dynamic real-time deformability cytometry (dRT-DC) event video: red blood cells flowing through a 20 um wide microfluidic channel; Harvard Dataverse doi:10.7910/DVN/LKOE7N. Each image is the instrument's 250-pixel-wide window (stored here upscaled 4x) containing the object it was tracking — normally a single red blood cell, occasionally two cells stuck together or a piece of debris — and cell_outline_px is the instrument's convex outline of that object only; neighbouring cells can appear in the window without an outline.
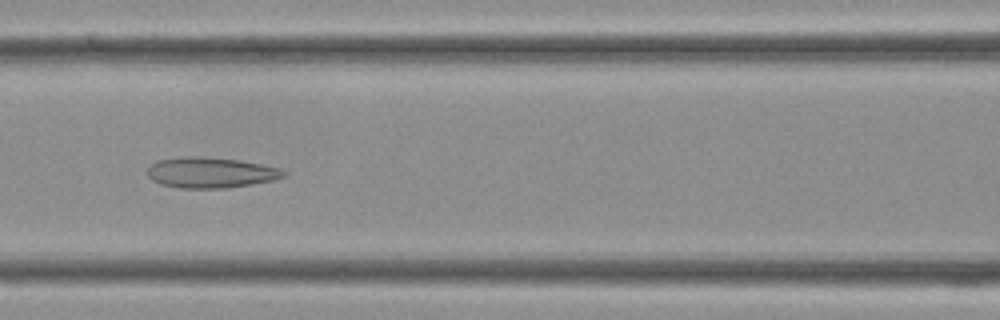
{"species": "Egyptian fruit bat (a non-hibernating species)", "species_latin": "Rousettus aegyptiacus", "temperature_condition": "cold", "stored_images_in_passage": 35, "camera_frame_rate_fps": 3000, "um_per_image_px": 0.085, "frame": {"image": 1, "passage_image": 15, "time_ms": 4.667, "image_size_px": [1000, 320], "cell_outline_px": [[288, 172], [284, 176], [272, 180], [252, 184], [224, 188], [176, 188], [160, 184], [152, 180], [148, 176], [148, 168], [156, 160], [184, 156], [204, 156], [240, 160], [280, 168]], "centroid_in_image_um": [17.88, 14.66], "position_along_channel_um": 148.7, "area_um2": 24.45}}
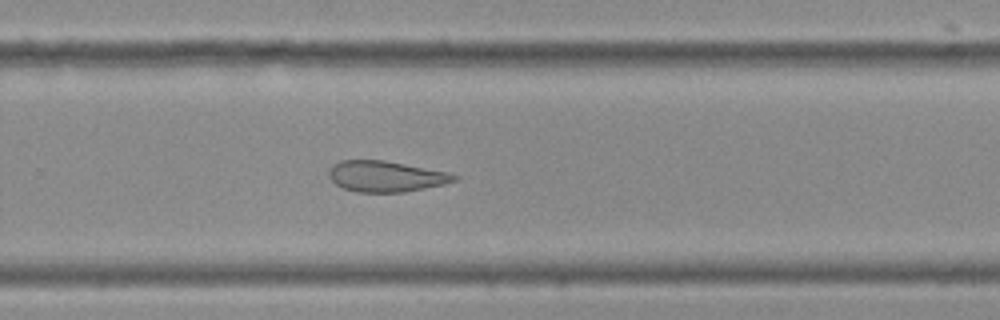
{"frame": {"image": 2, "passage_image": 23, "time_ms": 7.333, "image_size_px": [1000, 320], "cell_outline_px": [[460, 176], [456, 180], [444, 184], [404, 192], [356, 192], [344, 188], [336, 184], [328, 176], [328, 172], [332, 164], [340, 160], [384, 160], [448, 172]], "centroid_in_image_um": [32.78, 14.98], "position_along_channel_um": 297.0, "area_um2": 22.54}}
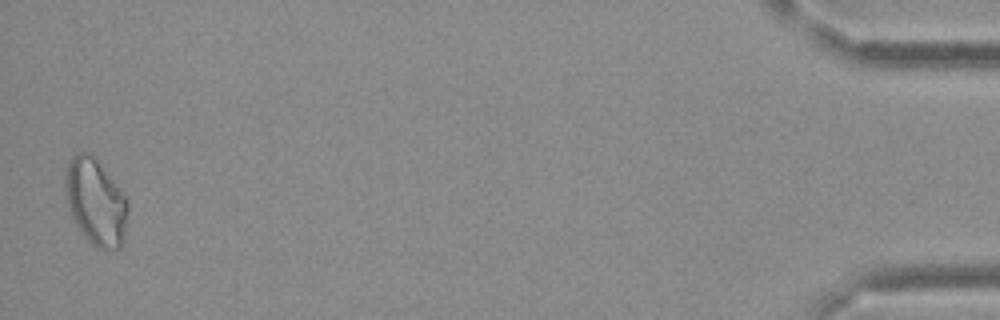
{"frame": {"image": 3, "passage_image": 35, "time_ms": 11.333, "image_size_px": [1000, 320], "cell_outline_px": [[128, 212], [124, 240], [120, 248], [104, 252], [96, 248], [88, 240], [72, 220], [68, 208], [64, 184], [68, 160], [72, 156], [80, 152], [92, 152], [128, 200]], "centroid_in_image_um": [8.13, 17.19], "position_along_channel_um": 427.1, "area_um2": 32.08}}